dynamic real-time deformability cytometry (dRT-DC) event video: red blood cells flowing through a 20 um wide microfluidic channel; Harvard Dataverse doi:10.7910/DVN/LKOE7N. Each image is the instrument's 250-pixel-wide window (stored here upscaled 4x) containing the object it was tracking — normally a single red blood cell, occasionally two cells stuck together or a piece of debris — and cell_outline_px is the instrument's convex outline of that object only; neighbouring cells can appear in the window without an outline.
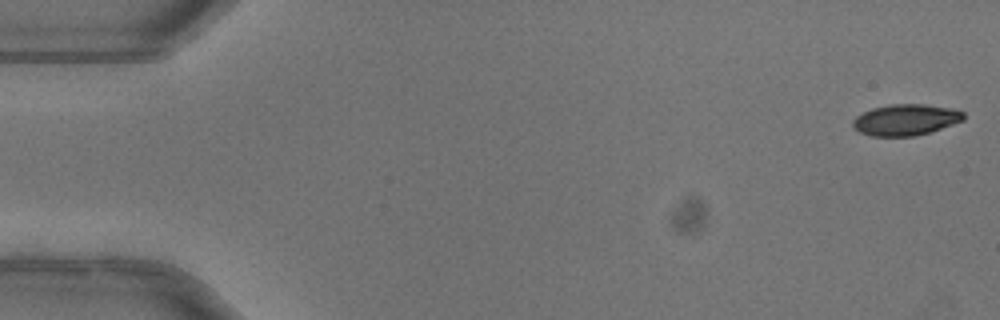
{"species": "common noctule bat (a hibernating species)", "species_latin": "Nyctalus noctula", "temperature_condition": "warm", "stored_images_in_passage": 51, "camera_frame_rate_fps": 3000, "um_per_image_px": 0.085, "animal": {"sex": "female"}, "frame": {"image": 1, "passage_image": 1, "time_ms": 0.0, "image_size_px": [1000, 320], "cell_outline_px": [[964, 120], [928, 132], [912, 136], [868, 136], [860, 132], [852, 124], [852, 120], [856, 116], [872, 108], [888, 104], [924, 104], [952, 108], [964, 112]], "centroid_in_image_um": [76.96, 10.17], "position_along_channel_um": 8.0, "area_um2": 20.0}}
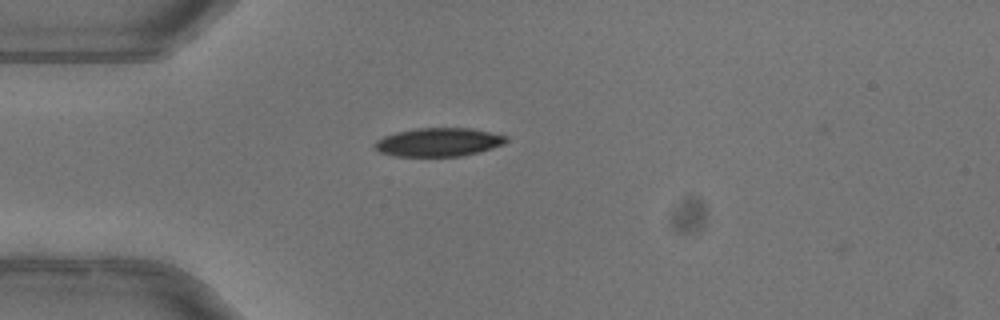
{"frame": {"image": 2, "passage_image": 14, "time_ms": 4.333, "image_size_px": [1000, 320], "cell_outline_px": [[508, 140], [504, 144], [480, 152], [464, 156], [392, 156], [380, 152], [372, 144], [376, 140], [384, 136], [396, 132], [416, 128], [472, 128], [508, 136]], "centroid_in_image_um": [37.29, 12.08], "position_along_channel_um": 47.7, "area_um2": 22.02}}
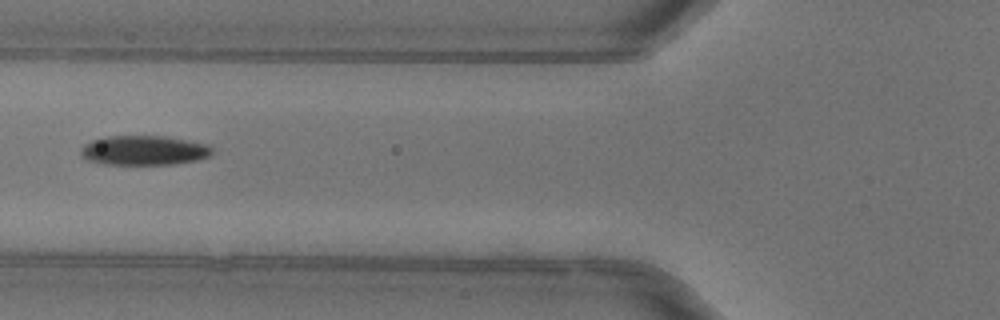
{"frame": {"image": 3, "passage_image": 20, "time_ms": 6.333, "image_size_px": [1000, 320], "cell_outline_px": [[212, 152], [208, 156], [196, 160], [172, 164], [104, 164], [88, 160], [80, 152], [84, 144], [92, 140], [108, 136], [168, 136], [208, 144], [212, 148]], "centroid_in_image_um": [12.25, 12.77], "position_along_channel_um": 113.6, "area_um2": 22.48}, "authors_computed_cell_mechanics": {"area_um2": 22.1952, "velocity_mm_per_s": 4.0278, "shape_relaxation_time_tau1_ms": 3.5204, "shape_relaxation_time_tau2_ms": 3.3188, "deformation_change_tau1": 0.158, "deformation_change_tau2": 0.0798}}